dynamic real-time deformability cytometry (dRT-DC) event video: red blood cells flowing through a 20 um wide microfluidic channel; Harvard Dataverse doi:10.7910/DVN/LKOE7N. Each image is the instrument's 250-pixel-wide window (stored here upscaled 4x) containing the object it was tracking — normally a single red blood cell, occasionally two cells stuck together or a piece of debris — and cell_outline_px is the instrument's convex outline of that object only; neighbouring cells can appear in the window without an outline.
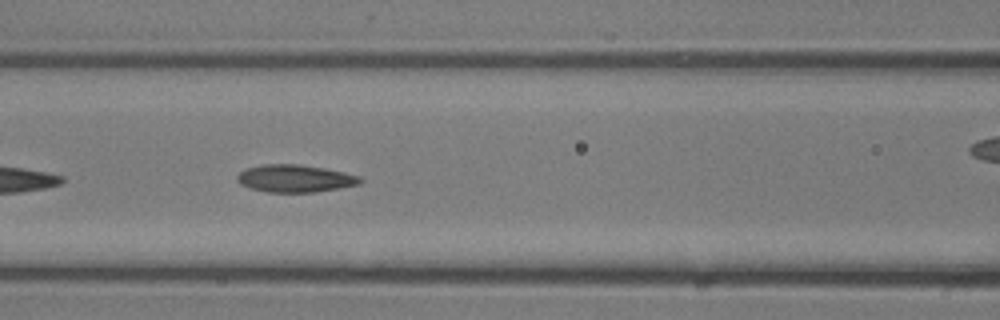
{"species": "common noctule bat (a hibernating species)", "species_latin": "Nyctalus noctula", "temperature_condition": "room temperature", "stored_images_in_passage": 21, "camera_frame_rate_fps": 3000, "um_per_image_px": 0.085, "animal": {"sex": "male", "body_mass_g": 13.3}, "frame": {"image": 1, "passage_image": 4, "time_ms": 1.0, "image_size_px": [1000, 320], "cell_outline_px": [[364, 180], [360, 184], [316, 192], [268, 192], [252, 188], [240, 184], [236, 180], [236, 176], [240, 172], [248, 168], [260, 164], [300, 164], [324, 168], [344, 172], [360, 176]], "centroid_in_image_um": [25.09, 15.16], "position_along_channel_um": 141.5, "area_um2": 19.71}}
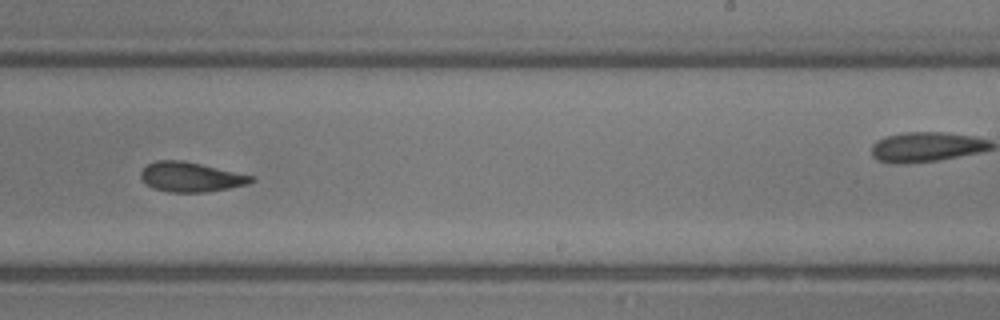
{"frame": {"image": 2, "passage_image": 10, "time_ms": 3.0, "image_size_px": [1000, 320], "cell_outline_px": [[256, 180], [248, 184], [208, 192], [168, 192], [152, 188], [140, 176], [140, 172], [148, 164], [156, 160], [184, 160], [256, 176]], "centroid_in_image_um": [16.26, 15.04], "position_along_channel_um": 272.7, "area_um2": 19.25}}